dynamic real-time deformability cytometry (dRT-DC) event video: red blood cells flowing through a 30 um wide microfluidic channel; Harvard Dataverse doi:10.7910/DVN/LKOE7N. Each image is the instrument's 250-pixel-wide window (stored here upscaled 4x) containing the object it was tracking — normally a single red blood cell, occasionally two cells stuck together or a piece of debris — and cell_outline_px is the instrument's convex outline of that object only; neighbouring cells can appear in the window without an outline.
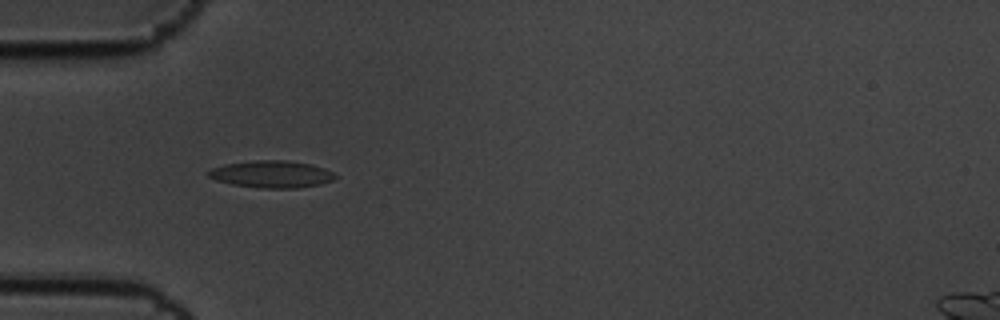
{"species": "common noctule bat (a hibernating species)", "species_latin": "Nyctalus noctula", "temperature_condition": "cold", "stored_images_in_passage": 5, "camera_frame_rate_fps": 3000, "um_per_image_px": 0.085, "animal": {"sex": "male", "body_mass_g": 19.5, "forearm_length_mm": 54.6}, "frame": {"image": 1, "passage_image": 4, "time_ms": 1.0, "image_size_px": [1000, 320], "cell_outline_px": [[336, 176], [332, 180], [320, 184], [296, 188], [260, 188], [232, 184], [216, 180], [208, 176], [208, 172], [212, 168], [224, 164], [256, 160], [288, 160], [308, 164], [324, 168], [332, 172]], "centroid_in_image_um": [23.07, 14.8], "position_along_channel_um": 61.9, "area_um2": 19.83}}
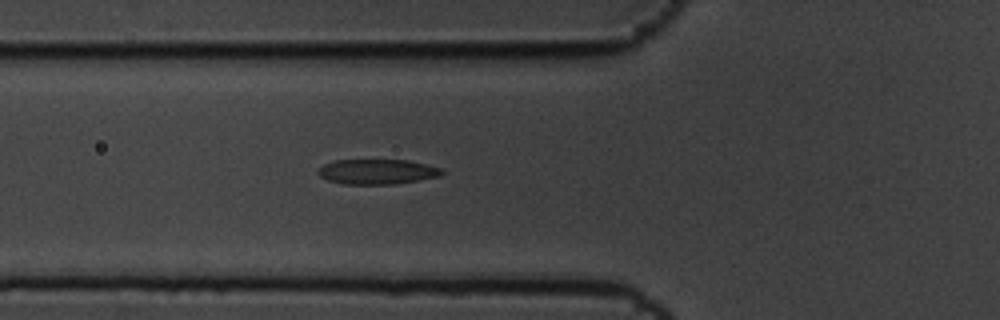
{"frame": {"image": 2, "passage_image": 5, "time_ms": 1.333, "image_size_px": [1000, 320], "cell_outline_px": [[444, 172], [440, 176], [396, 184], [344, 184], [328, 180], [320, 176], [316, 172], [324, 164], [336, 160], [408, 160], [440, 168]], "centroid_in_image_um": [32.04, 14.59], "position_along_channel_um": 93.8, "area_um2": 17.92}}